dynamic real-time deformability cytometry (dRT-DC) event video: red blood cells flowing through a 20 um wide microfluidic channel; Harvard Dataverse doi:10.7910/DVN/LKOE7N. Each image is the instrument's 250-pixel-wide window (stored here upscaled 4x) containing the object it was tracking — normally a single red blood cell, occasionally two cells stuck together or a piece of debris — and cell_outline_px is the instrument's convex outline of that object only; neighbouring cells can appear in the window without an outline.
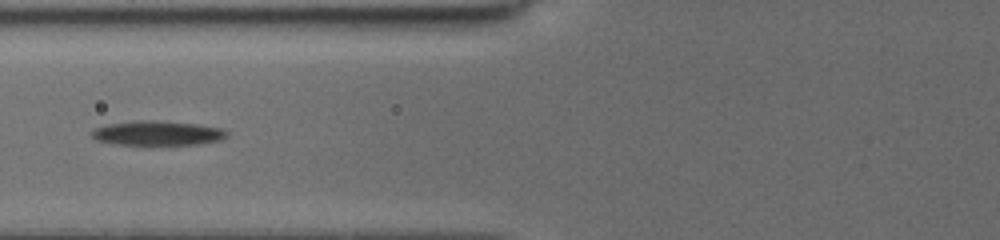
{"species": "common noctule bat (a hibernating species)", "species_latin": "Nyctalus noctula", "temperature_condition": "cold", "stored_images_in_passage": 51, "camera_frame_rate_fps": 3000, "um_per_image_px": 0.085, "animal": {"sex": "female", "body_mass_g": 19.5, "forearm_length_mm": 54.1}, "frame": {"image": 1, "passage_image": 18, "time_ms": 7.333, "image_size_px": [1000, 240], "cell_outline_px": [[228, 136], [220, 140], [200, 144], [116, 144], [96, 140], [92, 136], [92, 132], [96, 128], [108, 124], [196, 124], [220, 128], [228, 132]], "centroid_in_image_um": [13.46, 11.39], "position_along_channel_um": 112.3, "area_um2": 17.51}}
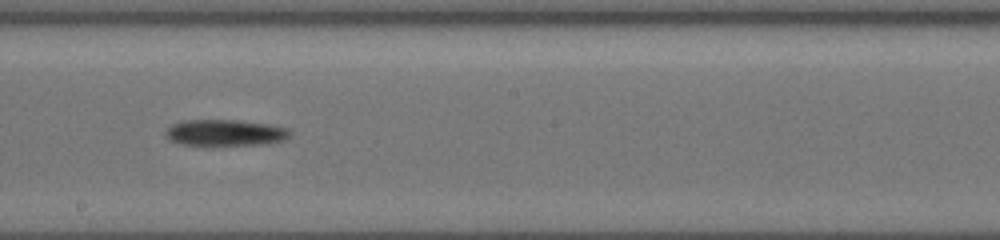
{"frame": {"image": 2, "passage_image": 28, "time_ms": 10.333, "image_size_px": [1000, 240], "cell_outline_px": [[292, 132], [284, 140], [272, 144], [204, 148], [180, 144], [168, 140], [164, 136], [164, 132], [172, 124], [184, 120], [232, 120], [264, 124], [288, 128]], "centroid_in_image_um": [19.07, 11.35], "position_along_channel_um": 229.1, "area_um2": 20.11}}
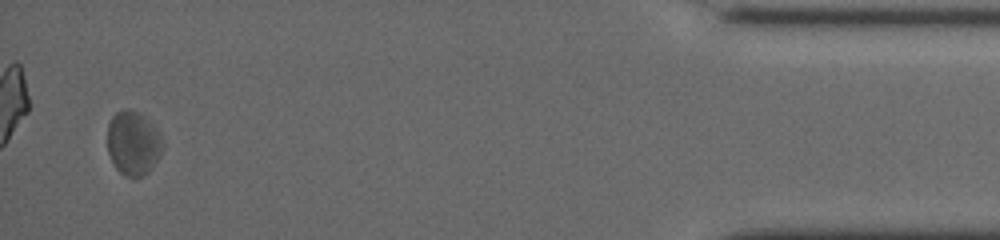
{"frame": {"image": 3, "passage_image": 50, "time_ms": 17.0, "image_size_px": [1000, 240], "cell_outline_px": [[164, 148], [160, 156], [152, 168], [148, 172], [140, 176], [124, 176], [116, 168], [108, 152], [108, 124], [112, 116], [116, 112], [140, 112], [160, 132], [164, 140]], "centroid_in_image_um": [11.36, 12.19], "position_along_channel_um": 423.8, "area_um2": 20.52}, "authors_computed_cell_mechanics": {"area_um2": 19.3052, "velocity_mm_per_s": 3.8864, "shape_relaxation_time_tau1_ms": 1.619, "shape_relaxation_time_tau2_ms": null, "deformation_change_tau1": 0.1056, "deformation_change_tau2": null}}